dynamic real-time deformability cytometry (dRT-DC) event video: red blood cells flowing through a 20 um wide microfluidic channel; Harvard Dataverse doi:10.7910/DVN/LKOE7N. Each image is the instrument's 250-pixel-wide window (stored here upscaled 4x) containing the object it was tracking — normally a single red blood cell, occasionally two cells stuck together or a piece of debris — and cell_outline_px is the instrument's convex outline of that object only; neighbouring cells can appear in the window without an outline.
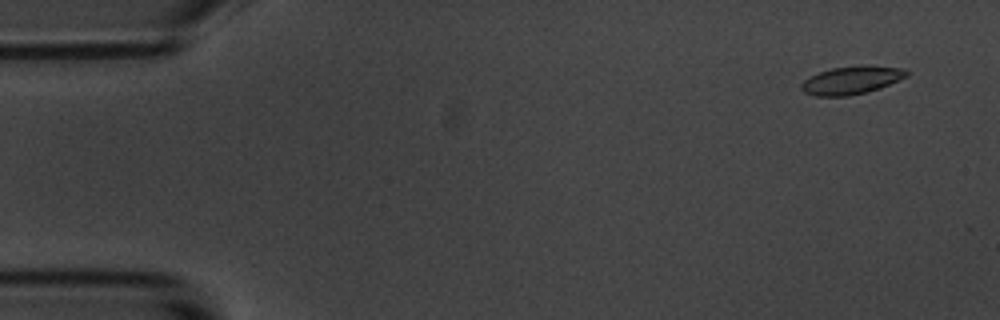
{"species": "common noctule bat (a hibernating species)", "species_latin": "Nyctalus noctula", "temperature_condition": "room temperature", "stored_images_in_passage": 55, "camera_frame_rate_fps": 3000, "um_per_image_px": 0.085, "animal": {"sex": "male", "body_mass_g": 20.1, "forearm_length_mm": 53.5}, "frame": {"image": 1, "passage_image": 3, "time_ms": 0.667, "image_size_px": [1000, 320], "cell_outline_px": [[908, 76], [880, 88], [868, 92], [848, 96], [816, 96], [804, 92], [800, 88], [800, 84], [804, 80], [820, 72], [832, 68], [860, 64], [904, 68], [908, 72]], "centroid_in_image_um": [72.4, 6.81], "position_along_channel_um": 12.6, "area_um2": 17.34}}
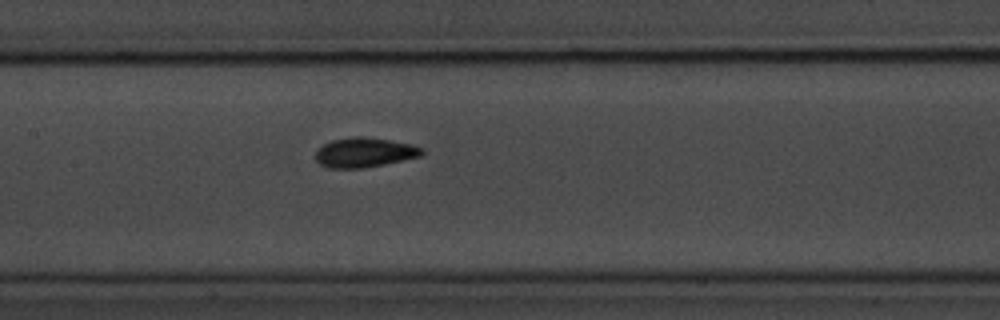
{"frame": {"image": 2, "passage_image": 26, "time_ms": 8.333, "image_size_px": [1000, 320], "cell_outline_px": [[424, 156], [384, 164], [360, 168], [328, 168], [320, 164], [316, 160], [316, 148], [332, 140], [356, 136], [360, 136], [388, 140], [412, 144], [424, 148]], "centroid_in_image_um": [31.0, 12.96], "position_along_channel_um": 176.4, "area_um2": 18.44}}
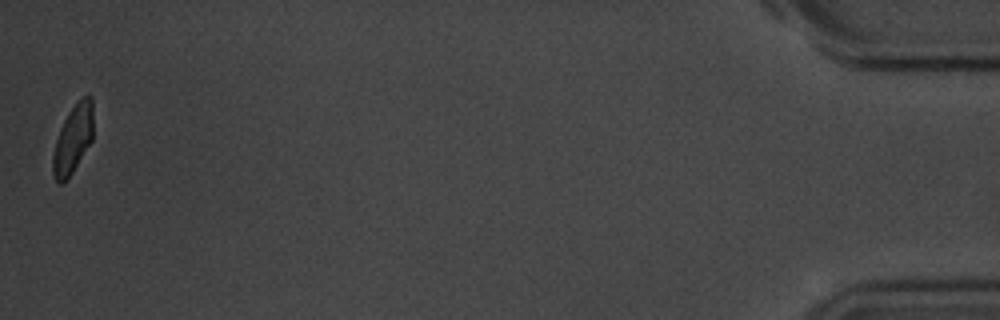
{"frame": {"image": 3, "passage_image": 55, "time_ms": 18.0, "image_size_px": [1000, 320], "cell_outline_px": [[92, 140], [72, 172], [64, 184], [60, 184], [56, 180], [52, 172], [52, 156], [56, 140], [60, 128], [68, 112], [76, 100], [84, 96], [92, 96]], "centroid_in_image_um": [6.18, 11.82], "position_along_channel_um": 429.0, "area_um2": 16.07}, "authors_computed_cell_mechanics": {"area_um2": 17.34, "velocity_mm_per_s": 3.5963, "shape_relaxation_time_tau1_ms": 3.8056, "shape_relaxation_time_tau2_ms": 1.5593, "deformation_change_tau1": 0.1069, "deformation_change_tau2": 0.0478}}